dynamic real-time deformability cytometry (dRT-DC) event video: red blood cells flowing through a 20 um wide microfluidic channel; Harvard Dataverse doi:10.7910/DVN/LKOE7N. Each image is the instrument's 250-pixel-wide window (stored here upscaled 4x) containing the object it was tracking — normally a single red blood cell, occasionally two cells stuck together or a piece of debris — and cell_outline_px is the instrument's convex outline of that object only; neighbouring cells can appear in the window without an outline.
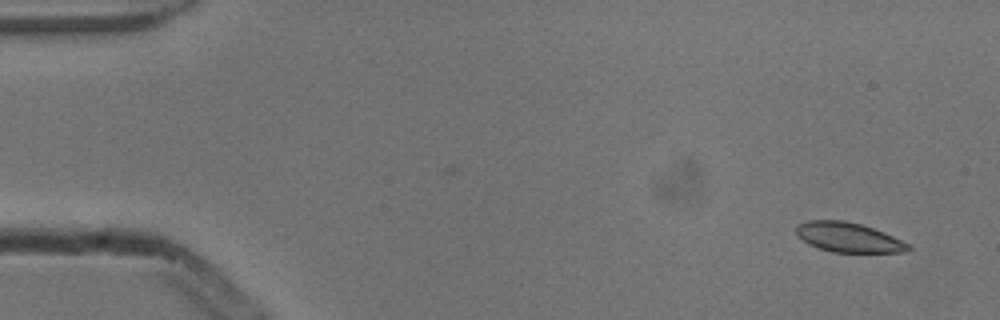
{"species": "common noctule bat (a hibernating species)", "species_latin": "Nyctalus noctula", "temperature_condition": "cold", "stored_images_in_passage": 4, "camera_frame_rate_fps": 3000, "um_per_image_px": 0.085, "animal": {"sex": "male", "body_mass_g": 13.3}, "frame": {"image": 1, "passage_image": 1, "time_ms": 0.0, "image_size_px": [1000, 320], "cell_outline_px": [[912, 248], [908, 252], [832, 252], [808, 244], [796, 236], [796, 224], [808, 220], [844, 220], [860, 224], [884, 232], [912, 244]], "centroid_in_image_um": [72.13, 20.17], "position_along_channel_um": 12.9, "area_um2": 19.59}}
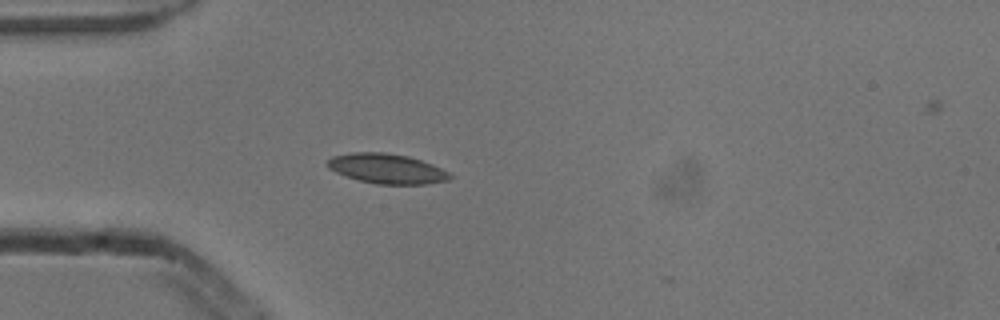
{"frame": {"image": 2, "passage_image": 4, "time_ms": 1.0, "image_size_px": [1000, 320], "cell_outline_px": [[452, 176], [448, 180], [428, 184], [376, 184], [360, 180], [336, 172], [328, 168], [324, 164], [332, 156], [352, 152], [384, 152], [408, 156], [432, 164], [448, 172]], "centroid_in_image_um": [32.86, 14.33], "position_along_channel_um": 52.1, "area_um2": 21.21}}